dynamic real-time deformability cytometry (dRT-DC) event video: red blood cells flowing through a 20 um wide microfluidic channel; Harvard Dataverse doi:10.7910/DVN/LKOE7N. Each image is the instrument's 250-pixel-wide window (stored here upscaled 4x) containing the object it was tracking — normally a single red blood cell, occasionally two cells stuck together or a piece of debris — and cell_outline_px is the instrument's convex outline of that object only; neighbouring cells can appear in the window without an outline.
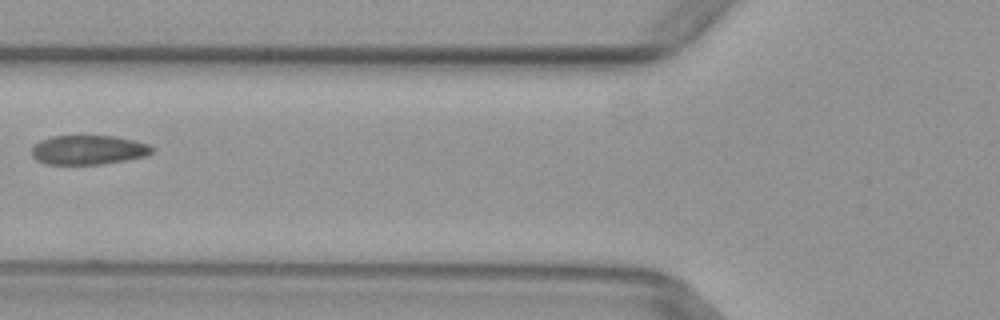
{"species": "common noctule bat (a hibernating species)", "species_latin": "Nyctalus noctula", "temperature_condition": "warm", "stored_images_in_passage": 5, "camera_frame_rate_fps": 3000, "um_per_image_px": 0.085, "animal": {"sex": "female", "body_mass_g": 29.2, "forearm_length_mm": 56.3}, "frame": {"image": 1, "passage_image": 5, "time_ms": 1.333, "image_size_px": [1000, 320], "cell_outline_px": [[152, 152], [148, 156], [104, 164], [44, 164], [36, 160], [32, 156], [32, 144], [40, 140], [52, 136], [116, 136], [136, 140], [148, 144], [152, 148]], "centroid_in_image_um": [7.5, 12.74], "position_along_channel_um": 118.3, "area_um2": 20.81}}